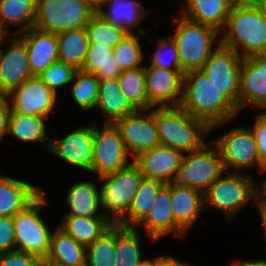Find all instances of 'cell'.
<instances>
[{
	"instance_id": "obj_1",
	"label": "cell",
	"mask_w": 266,
	"mask_h": 266,
	"mask_svg": "<svg viewBox=\"0 0 266 266\" xmlns=\"http://www.w3.org/2000/svg\"><path fill=\"white\" fill-rule=\"evenodd\" d=\"M180 107L191 116L204 121L210 130L238 114V110L217 90L202 70L183 76Z\"/></svg>"
},
{
	"instance_id": "obj_2",
	"label": "cell",
	"mask_w": 266,
	"mask_h": 266,
	"mask_svg": "<svg viewBox=\"0 0 266 266\" xmlns=\"http://www.w3.org/2000/svg\"><path fill=\"white\" fill-rule=\"evenodd\" d=\"M226 26L228 30L220 32L222 46L234 50L241 58L266 54V21L255 5L232 7Z\"/></svg>"
},
{
	"instance_id": "obj_3",
	"label": "cell",
	"mask_w": 266,
	"mask_h": 266,
	"mask_svg": "<svg viewBox=\"0 0 266 266\" xmlns=\"http://www.w3.org/2000/svg\"><path fill=\"white\" fill-rule=\"evenodd\" d=\"M155 121L161 145L189 153L200 149L210 127L202 120L191 116L186 110L177 107H158Z\"/></svg>"
},
{
	"instance_id": "obj_4",
	"label": "cell",
	"mask_w": 266,
	"mask_h": 266,
	"mask_svg": "<svg viewBox=\"0 0 266 266\" xmlns=\"http://www.w3.org/2000/svg\"><path fill=\"white\" fill-rule=\"evenodd\" d=\"M173 23L177 25L171 37L176 44L182 73L201 70L214 51L212 46L216 38H220V32L183 15Z\"/></svg>"
},
{
	"instance_id": "obj_5",
	"label": "cell",
	"mask_w": 266,
	"mask_h": 266,
	"mask_svg": "<svg viewBox=\"0 0 266 266\" xmlns=\"http://www.w3.org/2000/svg\"><path fill=\"white\" fill-rule=\"evenodd\" d=\"M95 14L83 0H36L34 28L55 34L85 28Z\"/></svg>"
},
{
	"instance_id": "obj_6",
	"label": "cell",
	"mask_w": 266,
	"mask_h": 266,
	"mask_svg": "<svg viewBox=\"0 0 266 266\" xmlns=\"http://www.w3.org/2000/svg\"><path fill=\"white\" fill-rule=\"evenodd\" d=\"M105 181L100 190V205L109 213L104 215L108 217L113 224H117L130 208L133 197L144 179L140 167L134 162L121 169L120 171L110 173L98 178ZM113 216L110 217V213Z\"/></svg>"
},
{
	"instance_id": "obj_7",
	"label": "cell",
	"mask_w": 266,
	"mask_h": 266,
	"mask_svg": "<svg viewBox=\"0 0 266 266\" xmlns=\"http://www.w3.org/2000/svg\"><path fill=\"white\" fill-rule=\"evenodd\" d=\"M260 192L261 188L251 175L231 172L227 176L222 174L209 186L204 193V204L221 210L231 220L239 209L255 200Z\"/></svg>"
},
{
	"instance_id": "obj_8",
	"label": "cell",
	"mask_w": 266,
	"mask_h": 266,
	"mask_svg": "<svg viewBox=\"0 0 266 266\" xmlns=\"http://www.w3.org/2000/svg\"><path fill=\"white\" fill-rule=\"evenodd\" d=\"M45 195L43 191L25 209L13 216L16 250L35 255L42 261L49 254L52 235L39 216L41 208L48 203Z\"/></svg>"
},
{
	"instance_id": "obj_9",
	"label": "cell",
	"mask_w": 266,
	"mask_h": 266,
	"mask_svg": "<svg viewBox=\"0 0 266 266\" xmlns=\"http://www.w3.org/2000/svg\"><path fill=\"white\" fill-rule=\"evenodd\" d=\"M224 171L223 160L216 145L213 150L205 143L200 149L183 155L181 167L172 183L204 194Z\"/></svg>"
},
{
	"instance_id": "obj_10",
	"label": "cell",
	"mask_w": 266,
	"mask_h": 266,
	"mask_svg": "<svg viewBox=\"0 0 266 266\" xmlns=\"http://www.w3.org/2000/svg\"><path fill=\"white\" fill-rule=\"evenodd\" d=\"M242 58L217 41L215 50L201 69L217 90L240 112Z\"/></svg>"
},
{
	"instance_id": "obj_11",
	"label": "cell",
	"mask_w": 266,
	"mask_h": 266,
	"mask_svg": "<svg viewBox=\"0 0 266 266\" xmlns=\"http://www.w3.org/2000/svg\"><path fill=\"white\" fill-rule=\"evenodd\" d=\"M216 145L227 173H241V169L257 167L260 172L266 171L257 150V143L250 127L234 128L211 142Z\"/></svg>"
},
{
	"instance_id": "obj_12",
	"label": "cell",
	"mask_w": 266,
	"mask_h": 266,
	"mask_svg": "<svg viewBox=\"0 0 266 266\" xmlns=\"http://www.w3.org/2000/svg\"><path fill=\"white\" fill-rule=\"evenodd\" d=\"M128 152L115 123H106L102 129L94 126V150L91 170L98 178L127 167Z\"/></svg>"
},
{
	"instance_id": "obj_13",
	"label": "cell",
	"mask_w": 266,
	"mask_h": 266,
	"mask_svg": "<svg viewBox=\"0 0 266 266\" xmlns=\"http://www.w3.org/2000/svg\"><path fill=\"white\" fill-rule=\"evenodd\" d=\"M143 112L144 110H136L115 122L128 154L134 158L141 152L160 145L155 109L144 115Z\"/></svg>"
},
{
	"instance_id": "obj_14",
	"label": "cell",
	"mask_w": 266,
	"mask_h": 266,
	"mask_svg": "<svg viewBox=\"0 0 266 266\" xmlns=\"http://www.w3.org/2000/svg\"><path fill=\"white\" fill-rule=\"evenodd\" d=\"M11 111L26 116L47 117L56 105L57 94L54 93L38 76H33L20 86L10 91Z\"/></svg>"
},
{
	"instance_id": "obj_15",
	"label": "cell",
	"mask_w": 266,
	"mask_h": 266,
	"mask_svg": "<svg viewBox=\"0 0 266 266\" xmlns=\"http://www.w3.org/2000/svg\"><path fill=\"white\" fill-rule=\"evenodd\" d=\"M183 76L182 71L145 66L148 110L156 105L158 107L179 106L182 99Z\"/></svg>"
},
{
	"instance_id": "obj_16",
	"label": "cell",
	"mask_w": 266,
	"mask_h": 266,
	"mask_svg": "<svg viewBox=\"0 0 266 266\" xmlns=\"http://www.w3.org/2000/svg\"><path fill=\"white\" fill-rule=\"evenodd\" d=\"M94 150V125L82 126L67 134L64 138L50 141L52 154L68 164L91 170Z\"/></svg>"
},
{
	"instance_id": "obj_17",
	"label": "cell",
	"mask_w": 266,
	"mask_h": 266,
	"mask_svg": "<svg viewBox=\"0 0 266 266\" xmlns=\"http://www.w3.org/2000/svg\"><path fill=\"white\" fill-rule=\"evenodd\" d=\"M183 155L179 150L160 144L141 152L133 161L140 167L144 178L168 184L173 182L181 167Z\"/></svg>"
},
{
	"instance_id": "obj_18",
	"label": "cell",
	"mask_w": 266,
	"mask_h": 266,
	"mask_svg": "<svg viewBox=\"0 0 266 266\" xmlns=\"http://www.w3.org/2000/svg\"><path fill=\"white\" fill-rule=\"evenodd\" d=\"M250 104L266 108V54L242 58L240 110Z\"/></svg>"
},
{
	"instance_id": "obj_19",
	"label": "cell",
	"mask_w": 266,
	"mask_h": 266,
	"mask_svg": "<svg viewBox=\"0 0 266 266\" xmlns=\"http://www.w3.org/2000/svg\"><path fill=\"white\" fill-rule=\"evenodd\" d=\"M16 37L9 45L10 49H2L0 53V90L5 95L34 76L25 43Z\"/></svg>"
},
{
	"instance_id": "obj_20",
	"label": "cell",
	"mask_w": 266,
	"mask_h": 266,
	"mask_svg": "<svg viewBox=\"0 0 266 266\" xmlns=\"http://www.w3.org/2000/svg\"><path fill=\"white\" fill-rule=\"evenodd\" d=\"M141 225L143 228L145 227L153 241L171 233L179 237L186 234L174 221L170 200V183L165 184L159 190L148 215L137 226Z\"/></svg>"
},
{
	"instance_id": "obj_21",
	"label": "cell",
	"mask_w": 266,
	"mask_h": 266,
	"mask_svg": "<svg viewBox=\"0 0 266 266\" xmlns=\"http://www.w3.org/2000/svg\"><path fill=\"white\" fill-rule=\"evenodd\" d=\"M18 37L25 43L30 69L34 76L59 60L55 33L41 31L33 27L18 34Z\"/></svg>"
},
{
	"instance_id": "obj_22",
	"label": "cell",
	"mask_w": 266,
	"mask_h": 266,
	"mask_svg": "<svg viewBox=\"0 0 266 266\" xmlns=\"http://www.w3.org/2000/svg\"><path fill=\"white\" fill-rule=\"evenodd\" d=\"M43 188L33 184L0 175V216L19 213L32 203Z\"/></svg>"
},
{
	"instance_id": "obj_23",
	"label": "cell",
	"mask_w": 266,
	"mask_h": 266,
	"mask_svg": "<svg viewBox=\"0 0 266 266\" xmlns=\"http://www.w3.org/2000/svg\"><path fill=\"white\" fill-rule=\"evenodd\" d=\"M170 200L174 221L187 233L203 210L204 194L187 186L170 183Z\"/></svg>"
},
{
	"instance_id": "obj_24",
	"label": "cell",
	"mask_w": 266,
	"mask_h": 266,
	"mask_svg": "<svg viewBox=\"0 0 266 266\" xmlns=\"http://www.w3.org/2000/svg\"><path fill=\"white\" fill-rule=\"evenodd\" d=\"M86 246L59 227L51 235L50 251L43 265L85 266Z\"/></svg>"
},
{
	"instance_id": "obj_25",
	"label": "cell",
	"mask_w": 266,
	"mask_h": 266,
	"mask_svg": "<svg viewBox=\"0 0 266 266\" xmlns=\"http://www.w3.org/2000/svg\"><path fill=\"white\" fill-rule=\"evenodd\" d=\"M108 5L105 12L102 8ZM141 2L135 0H106L97 11L104 21L113 26L120 27L127 34H132V28L138 27L146 13Z\"/></svg>"
},
{
	"instance_id": "obj_26",
	"label": "cell",
	"mask_w": 266,
	"mask_h": 266,
	"mask_svg": "<svg viewBox=\"0 0 266 266\" xmlns=\"http://www.w3.org/2000/svg\"><path fill=\"white\" fill-rule=\"evenodd\" d=\"M186 10L181 12L192 21L208 25L221 32L226 25L231 6L226 0H187Z\"/></svg>"
},
{
	"instance_id": "obj_27",
	"label": "cell",
	"mask_w": 266,
	"mask_h": 266,
	"mask_svg": "<svg viewBox=\"0 0 266 266\" xmlns=\"http://www.w3.org/2000/svg\"><path fill=\"white\" fill-rule=\"evenodd\" d=\"M96 108L108 116L106 123H115L117 120L136 111L119 89V81L100 80Z\"/></svg>"
},
{
	"instance_id": "obj_28",
	"label": "cell",
	"mask_w": 266,
	"mask_h": 266,
	"mask_svg": "<svg viewBox=\"0 0 266 266\" xmlns=\"http://www.w3.org/2000/svg\"><path fill=\"white\" fill-rule=\"evenodd\" d=\"M113 222L108 217L65 215L59 228L75 241L87 246L107 231Z\"/></svg>"
},
{
	"instance_id": "obj_29",
	"label": "cell",
	"mask_w": 266,
	"mask_h": 266,
	"mask_svg": "<svg viewBox=\"0 0 266 266\" xmlns=\"http://www.w3.org/2000/svg\"><path fill=\"white\" fill-rule=\"evenodd\" d=\"M66 201L70 212L65 215L81 217H106L98 213L100 205V190L92 181L75 183L67 193Z\"/></svg>"
},
{
	"instance_id": "obj_30",
	"label": "cell",
	"mask_w": 266,
	"mask_h": 266,
	"mask_svg": "<svg viewBox=\"0 0 266 266\" xmlns=\"http://www.w3.org/2000/svg\"><path fill=\"white\" fill-rule=\"evenodd\" d=\"M56 37L59 61L80 70L90 44L86 28L66 30L57 33Z\"/></svg>"
},
{
	"instance_id": "obj_31",
	"label": "cell",
	"mask_w": 266,
	"mask_h": 266,
	"mask_svg": "<svg viewBox=\"0 0 266 266\" xmlns=\"http://www.w3.org/2000/svg\"><path fill=\"white\" fill-rule=\"evenodd\" d=\"M164 185L162 181L144 178L126 215L117 224L123 227H136L148 215L159 190Z\"/></svg>"
},
{
	"instance_id": "obj_32",
	"label": "cell",
	"mask_w": 266,
	"mask_h": 266,
	"mask_svg": "<svg viewBox=\"0 0 266 266\" xmlns=\"http://www.w3.org/2000/svg\"><path fill=\"white\" fill-rule=\"evenodd\" d=\"M86 73L96 75L99 80L117 79L121 74L113 56V48L102 43H90L82 68Z\"/></svg>"
},
{
	"instance_id": "obj_33",
	"label": "cell",
	"mask_w": 266,
	"mask_h": 266,
	"mask_svg": "<svg viewBox=\"0 0 266 266\" xmlns=\"http://www.w3.org/2000/svg\"><path fill=\"white\" fill-rule=\"evenodd\" d=\"M47 117L41 116H26L13 113L11 111L8 123L7 133L12 134L16 139L22 142L38 141L42 144L48 141L47 151L50 150V137L46 134L44 121Z\"/></svg>"
},
{
	"instance_id": "obj_34",
	"label": "cell",
	"mask_w": 266,
	"mask_h": 266,
	"mask_svg": "<svg viewBox=\"0 0 266 266\" xmlns=\"http://www.w3.org/2000/svg\"><path fill=\"white\" fill-rule=\"evenodd\" d=\"M140 237L135 227L116 224L115 266H138L142 261Z\"/></svg>"
},
{
	"instance_id": "obj_35",
	"label": "cell",
	"mask_w": 266,
	"mask_h": 266,
	"mask_svg": "<svg viewBox=\"0 0 266 266\" xmlns=\"http://www.w3.org/2000/svg\"><path fill=\"white\" fill-rule=\"evenodd\" d=\"M119 89L136 110H148L145 85V66L121 71Z\"/></svg>"
},
{
	"instance_id": "obj_36",
	"label": "cell",
	"mask_w": 266,
	"mask_h": 266,
	"mask_svg": "<svg viewBox=\"0 0 266 266\" xmlns=\"http://www.w3.org/2000/svg\"><path fill=\"white\" fill-rule=\"evenodd\" d=\"M36 0H0V21L5 24H21L20 34L34 27Z\"/></svg>"
},
{
	"instance_id": "obj_37",
	"label": "cell",
	"mask_w": 266,
	"mask_h": 266,
	"mask_svg": "<svg viewBox=\"0 0 266 266\" xmlns=\"http://www.w3.org/2000/svg\"><path fill=\"white\" fill-rule=\"evenodd\" d=\"M116 224L86 246L85 266H115Z\"/></svg>"
},
{
	"instance_id": "obj_38",
	"label": "cell",
	"mask_w": 266,
	"mask_h": 266,
	"mask_svg": "<svg viewBox=\"0 0 266 266\" xmlns=\"http://www.w3.org/2000/svg\"><path fill=\"white\" fill-rule=\"evenodd\" d=\"M73 82L72 99L84 111L94 108L100 84L96 75L77 70Z\"/></svg>"
},
{
	"instance_id": "obj_39",
	"label": "cell",
	"mask_w": 266,
	"mask_h": 266,
	"mask_svg": "<svg viewBox=\"0 0 266 266\" xmlns=\"http://www.w3.org/2000/svg\"><path fill=\"white\" fill-rule=\"evenodd\" d=\"M139 36L126 34L123 39L113 48V56L121 71L136 69L141 66L144 54L138 40Z\"/></svg>"
},
{
	"instance_id": "obj_40",
	"label": "cell",
	"mask_w": 266,
	"mask_h": 266,
	"mask_svg": "<svg viewBox=\"0 0 266 266\" xmlns=\"http://www.w3.org/2000/svg\"><path fill=\"white\" fill-rule=\"evenodd\" d=\"M86 31L90 43H102L114 48L127 34L123 29L104 21L95 14L86 25Z\"/></svg>"
},
{
	"instance_id": "obj_41",
	"label": "cell",
	"mask_w": 266,
	"mask_h": 266,
	"mask_svg": "<svg viewBox=\"0 0 266 266\" xmlns=\"http://www.w3.org/2000/svg\"><path fill=\"white\" fill-rule=\"evenodd\" d=\"M77 69L65 62L56 61L38 74V78L45 83L54 93L57 89L73 82Z\"/></svg>"
},
{
	"instance_id": "obj_42",
	"label": "cell",
	"mask_w": 266,
	"mask_h": 266,
	"mask_svg": "<svg viewBox=\"0 0 266 266\" xmlns=\"http://www.w3.org/2000/svg\"><path fill=\"white\" fill-rule=\"evenodd\" d=\"M171 51L170 61L168 62L163 59V50ZM152 61L150 66L160 67L167 70L181 71L180 61L178 57V51L176 48V44L172 38H161L158 39L157 43V51L151 57ZM169 59V58H168Z\"/></svg>"
},
{
	"instance_id": "obj_43",
	"label": "cell",
	"mask_w": 266,
	"mask_h": 266,
	"mask_svg": "<svg viewBox=\"0 0 266 266\" xmlns=\"http://www.w3.org/2000/svg\"><path fill=\"white\" fill-rule=\"evenodd\" d=\"M43 261L20 250L7 251L0 255V266H42Z\"/></svg>"
},
{
	"instance_id": "obj_44",
	"label": "cell",
	"mask_w": 266,
	"mask_h": 266,
	"mask_svg": "<svg viewBox=\"0 0 266 266\" xmlns=\"http://www.w3.org/2000/svg\"><path fill=\"white\" fill-rule=\"evenodd\" d=\"M12 250H16L13 217L0 216V255Z\"/></svg>"
},
{
	"instance_id": "obj_45",
	"label": "cell",
	"mask_w": 266,
	"mask_h": 266,
	"mask_svg": "<svg viewBox=\"0 0 266 266\" xmlns=\"http://www.w3.org/2000/svg\"><path fill=\"white\" fill-rule=\"evenodd\" d=\"M254 123L255 124L250 129L257 143L259 158L266 166V112L256 116Z\"/></svg>"
},
{
	"instance_id": "obj_46",
	"label": "cell",
	"mask_w": 266,
	"mask_h": 266,
	"mask_svg": "<svg viewBox=\"0 0 266 266\" xmlns=\"http://www.w3.org/2000/svg\"><path fill=\"white\" fill-rule=\"evenodd\" d=\"M8 97L5 96L1 101H0V140L3 138V136L7 133L8 131V123H9V117L11 114V109H10V103L8 102Z\"/></svg>"
},
{
	"instance_id": "obj_47",
	"label": "cell",
	"mask_w": 266,
	"mask_h": 266,
	"mask_svg": "<svg viewBox=\"0 0 266 266\" xmlns=\"http://www.w3.org/2000/svg\"><path fill=\"white\" fill-rule=\"evenodd\" d=\"M154 266H191L187 263H183L175 257L171 256H159L155 258Z\"/></svg>"
},
{
	"instance_id": "obj_48",
	"label": "cell",
	"mask_w": 266,
	"mask_h": 266,
	"mask_svg": "<svg viewBox=\"0 0 266 266\" xmlns=\"http://www.w3.org/2000/svg\"><path fill=\"white\" fill-rule=\"evenodd\" d=\"M255 202L258 204L260 219L264 228V237L266 238V196L260 192Z\"/></svg>"
},
{
	"instance_id": "obj_49",
	"label": "cell",
	"mask_w": 266,
	"mask_h": 266,
	"mask_svg": "<svg viewBox=\"0 0 266 266\" xmlns=\"http://www.w3.org/2000/svg\"><path fill=\"white\" fill-rule=\"evenodd\" d=\"M232 7L252 6L255 5L256 0H226Z\"/></svg>"
},
{
	"instance_id": "obj_50",
	"label": "cell",
	"mask_w": 266,
	"mask_h": 266,
	"mask_svg": "<svg viewBox=\"0 0 266 266\" xmlns=\"http://www.w3.org/2000/svg\"><path fill=\"white\" fill-rule=\"evenodd\" d=\"M231 266H266L265 260H259V261H240L237 260L236 262L232 263Z\"/></svg>"
},
{
	"instance_id": "obj_51",
	"label": "cell",
	"mask_w": 266,
	"mask_h": 266,
	"mask_svg": "<svg viewBox=\"0 0 266 266\" xmlns=\"http://www.w3.org/2000/svg\"><path fill=\"white\" fill-rule=\"evenodd\" d=\"M255 6L259 9L261 15L266 21V0H256Z\"/></svg>"
},
{
	"instance_id": "obj_52",
	"label": "cell",
	"mask_w": 266,
	"mask_h": 266,
	"mask_svg": "<svg viewBox=\"0 0 266 266\" xmlns=\"http://www.w3.org/2000/svg\"><path fill=\"white\" fill-rule=\"evenodd\" d=\"M84 2L88 3L92 8H94L96 11L104 5V2L106 0H83Z\"/></svg>"
},
{
	"instance_id": "obj_53",
	"label": "cell",
	"mask_w": 266,
	"mask_h": 266,
	"mask_svg": "<svg viewBox=\"0 0 266 266\" xmlns=\"http://www.w3.org/2000/svg\"><path fill=\"white\" fill-rule=\"evenodd\" d=\"M4 27H5L4 24L0 21V53L2 51V48H1L2 39L9 32V30H7V28H4Z\"/></svg>"
},
{
	"instance_id": "obj_54",
	"label": "cell",
	"mask_w": 266,
	"mask_h": 266,
	"mask_svg": "<svg viewBox=\"0 0 266 266\" xmlns=\"http://www.w3.org/2000/svg\"><path fill=\"white\" fill-rule=\"evenodd\" d=\"M154 263H155V259L154 260H146V259H144V260H142L140 263H139V265L138 266H154Z\"/></svg>"
},
{
	"instance_id": "obj_55",
	"label": "cell",
	"mask_w": 266,
	"mask_h": 266,
	"mask_svg": "<svg viewBox=\"0 0 266 266\" xmlns=\"http://www.w3.org/2000/svg\"><path fill=\"white\" fill-rule=\"evenodd\" d=\"M261 192L266 196V179L262 183Z\"/></svg>"
},
{
	"instance_id": "obj_56",
	"label": "cell",
	"mask_w": 266,
	"mask_h": 266,
	"mask_svg": "<svg viewBox=\"0 0 266 266\" xmlns=\"http://www.w3.org/2000/svg\"><path fill=\"white\" fill-rule=\"evenodd\" d=\"M6 95L0 90V101L5 97Z\"/></svg>"
},
{
	"instance_id": "obj_57",
	"label": "cell",
	"mask_w": 266,
	"mask_h": 266,
	"mask_svg": "<svg viewBox=\"0 0 266 266\" xmlns=\"http://www.w3.org/2000/svg\"><path fill=\"white\" fill-rule=\"evenodd\" d=\"M44 266H62V265H44Z\"/></svg>"
}]
</instances>
